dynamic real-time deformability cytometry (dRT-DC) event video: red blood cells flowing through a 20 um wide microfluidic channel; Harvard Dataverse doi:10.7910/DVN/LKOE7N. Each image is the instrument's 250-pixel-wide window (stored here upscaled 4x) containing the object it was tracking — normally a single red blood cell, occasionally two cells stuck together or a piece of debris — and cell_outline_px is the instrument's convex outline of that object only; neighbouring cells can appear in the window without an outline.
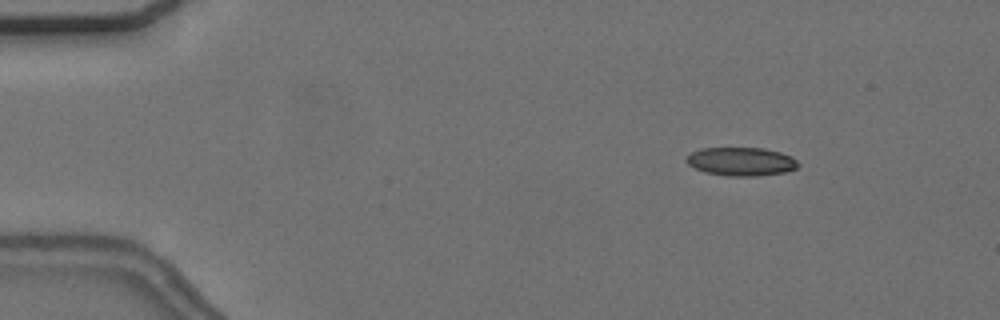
{"species": "common noctule bat (a hibernating species)", "species_latin": "Nyctalus noctula", "temperature_condition": "cold", "stored_images_in_passage": 49, "camera_frame_rate_fps": 3000, "um_per_image_px": 0.085, "animal": {"sex": "female", "body_mass_g": 24.6, "forearm_length_mm": 56.2}, "frame": {"image": 1, "passage_image": 1, "time_ms": 0.0, "image_size_px": [1000, 320], "cell_outline_px": [[800, 164], [796, 168], [784, 172], [756, 176], [728, 176], [704, 172], [688, 164], [684, 160], [692, 152], [700, 148], [764, 148], [780, 152], [792, 156]], "centroid_in_image_um": [63.0, 13.73], "position_along_channel_um": 22.0, "area_um2": 18.55}}
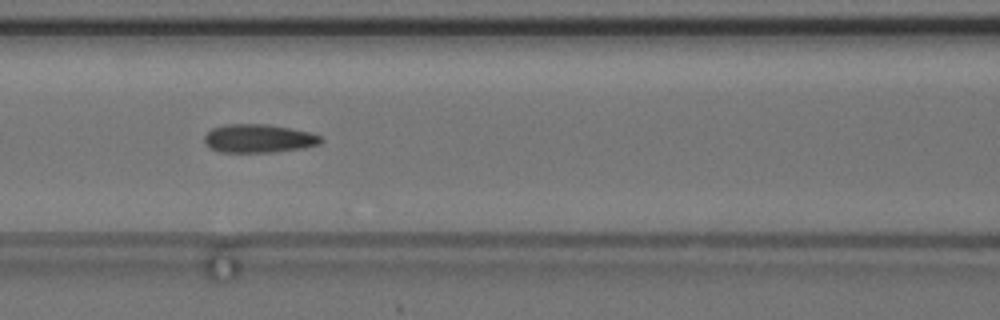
{"frame": {"image": 2, "passage_image": 18, "time_ms": 5.667, "image_size_px": [1000, 320], "cell_outline_px": [[324, 140], [320, 144], [304, 148], [272, 152], [220, 152], [204, 144], [204, 136], [212, 128], [224, 124], [268, 124], [308, 132], [320, 136]], "centroid_in_image_um": [21.97, 11.77], "position_along_channel_um": 144.6, "area_um2": 19.31}}
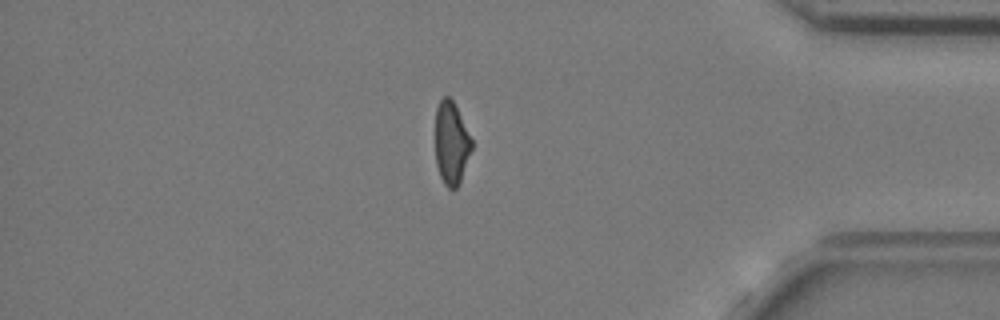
{"frame": {"image": 3, "passage_image": 41, "time_ms": 13.333, "image_size_px": [1000, 320], "cell_outline_px": [[472, 148], [460, 184], [456, 188], [448, 188], [444, 184], [440, 176], [436, 164], [436, 108], [440, 100], [444, 96], [448, 96], [452, 100], [472, 140]], "centroid_in_image_um": [38.36, 12.2], "position_along_channel_um": 396.8, "area_um2": 17.34}, "authors_computed_cell_mechanics": {"area_um2": 19.3052, "velocity_mm_per_s": 3.6888, "shape_relaxation_time_tau1_ms": null, "shape_relaxation_time_tau2_ms": 1.8196, "deformation_change_tau1": null, "deformation_change_tau2": 0.0885}}